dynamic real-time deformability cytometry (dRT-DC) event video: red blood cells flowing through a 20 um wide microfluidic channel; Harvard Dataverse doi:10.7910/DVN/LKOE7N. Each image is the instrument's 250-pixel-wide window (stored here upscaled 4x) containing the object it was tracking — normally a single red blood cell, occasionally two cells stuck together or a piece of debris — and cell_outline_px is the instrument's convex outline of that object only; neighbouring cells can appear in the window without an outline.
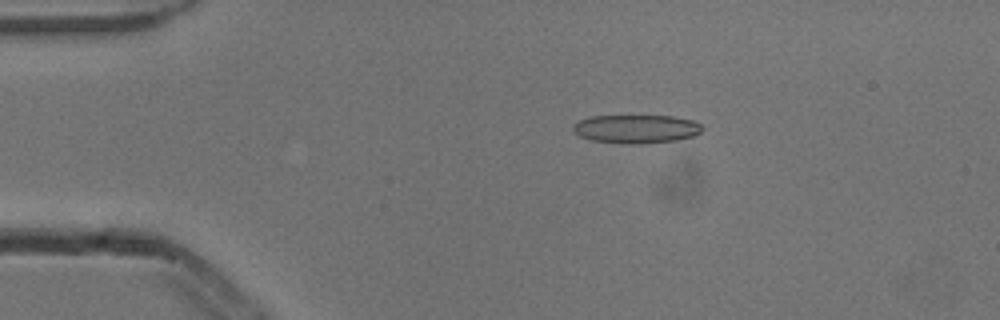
{"species": "common noctule bat (a hibernating species)", "species_latin": "Nyctalus noctula", "temperature_condition": "cold", "stored_images_in_passage": 5, "camera_frame_rate_fps": 3000, "um_per_image_px": 0.085, "animal": {"sex": "male", "body_mass_g": 13.3}, "frame": {"image": 1, "passage_image": 3, "time_ms": 0.667, "image_size_px": [1000, 320], "cell_outline_px": [[704, 128], [700, 132], [692, 136], [676, 140], [592, 140], [580, 136], [572, 132], [572, 124], [580, 120], [592, 116], [672, 116], [692, 120], [700, 124]], "centroid_in_image_um": [54.06, 10.88], "position_along_channel_um": 30.9, "area_um2": 20.06}}
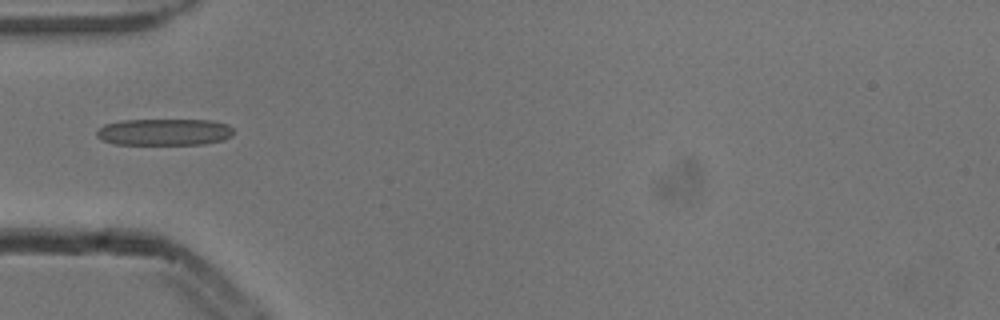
{"frame": {"image": 2, "passage_image": 5, "time_ms": 1.333, "image_size_px": [1000, 320], "cell_outline_px": [[232, 136], [224, 140], [204, 144], [112, 144], [100, 140], [96, 136], [96, 128], [104, 124], [120, 120], [212, 120], [228, 124], [232, 128]], "centroid_in_image_um": [13.92, 11.22], "position_along_channel_um": 71.1, "area_um2": 21.62}}